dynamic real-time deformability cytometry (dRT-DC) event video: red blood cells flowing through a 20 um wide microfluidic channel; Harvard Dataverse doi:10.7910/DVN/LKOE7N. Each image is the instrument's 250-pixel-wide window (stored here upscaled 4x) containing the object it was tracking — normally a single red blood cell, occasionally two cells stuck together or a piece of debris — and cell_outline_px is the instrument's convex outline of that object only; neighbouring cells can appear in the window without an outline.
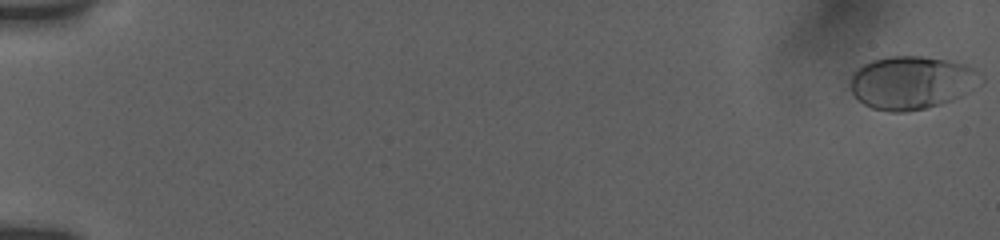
{"species": "human", "species_latin": "Homo sapiens", "temperature_condition": "room temperature", "stored_images_in_passage": 29, "camera_frame_rate_fps": 3000, "um_per_image_px": 0.085, "donor": {"sex": "female"}, "frame": {"image": 1, "passage_image": 1, "time_ms": 0.0, "image_size_px": [1000, 240], "cell_outline_px": [[984, 80], [980, 84], [968, 92], [952, 100], [928, 108], [908, 112], [888, 112], [872, 108], [864, 104], [848, 88], [848, 84], [852, 76], [864, 64], [872, 60], [888, 56], [924, 56], [948, 60], [964, 64], [972, 68], [984, 76]], "centroid_in_image_um": [77.5, 7.03], "position_along_channel_um": 7.5, "area_um2": 40.63}}
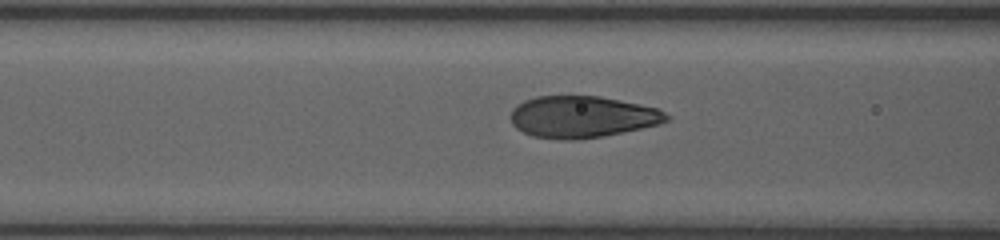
{"frame": {"image": 2, "passage_image": 22, "time_ms": 8.0, "image_size_px": [1000, 240], "cell_outline_px": [[672, 116], [668, 120], [660, 124], [604, 136], [572, 140], [560, 140], [532, 136], [516, 128], [512, 124], [508, 116], [512, 108], [516, 104], [524, 100], [536, 96], [600, 96], [640, 104], [656, 108]], "centroid_in_image_um": [49.44, 9.93], "position_along_channel_um": 117.2, "area_um2": 38.21}}
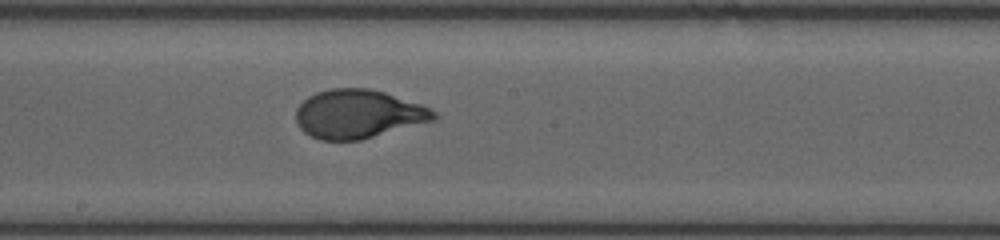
{"frame": {"image": 3, "passage_image": 29, "time_ms": 10.667, "image_size_px": [1000, 240], "cell_outline_px": [[440, 116], [436, 120], [360, 140], [320, 140], [304, 132], [296, 124], [296, 108], [308, 96], [316, 92], [332, 88], [368, 88], [384, 92], [424, 104], [436, 112]], "centroid_in_image_um": [30.48, 9.69], "position_along_channel_um": 217.7, "area_um2": 39.42}}